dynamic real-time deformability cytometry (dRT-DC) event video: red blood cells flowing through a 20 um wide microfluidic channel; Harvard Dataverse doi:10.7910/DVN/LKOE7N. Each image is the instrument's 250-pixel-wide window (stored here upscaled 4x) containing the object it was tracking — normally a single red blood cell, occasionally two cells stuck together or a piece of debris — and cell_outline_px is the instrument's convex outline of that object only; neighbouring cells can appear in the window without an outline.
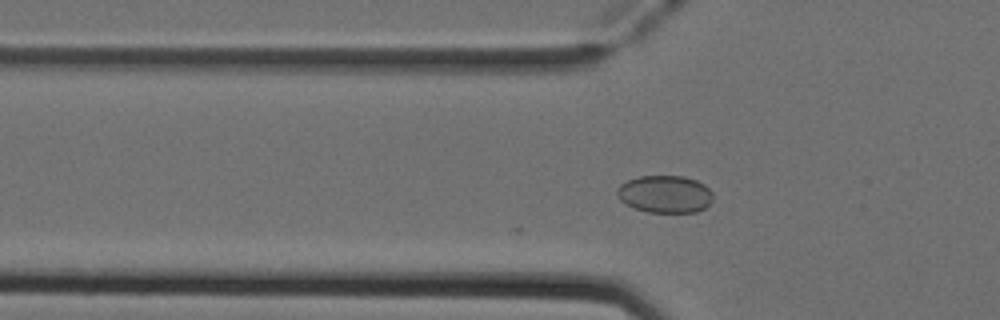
{"species": "Egyptian fruit bat (a non-hibernating species)", "species_latin": "Rousettus aegyptiacus", "temperature_condition": "cold", "stored_images_in_passage": 2, "camera_frame_rate_fps": 3000, "um_per_image_px": 0.085, "animal": {"sex": "female"}, "frame": {"image": 1, "passage_image": 2, "time_ms": 0.333, "image_size_px": [1000, 320], "cell_outline_px": [[712, 200], [704, 208], [696, 212], [648, 212], [624, 204], [616, 196], [616, 188], [620, 184], [628, 180], [640, 176], [684, 176], [696, 180], [704, 184], [712, 192]], "centroid_in_image_um": [56.49, 16.49], "position_along_channel_um": 69.3, "area_um2": 20.98}}